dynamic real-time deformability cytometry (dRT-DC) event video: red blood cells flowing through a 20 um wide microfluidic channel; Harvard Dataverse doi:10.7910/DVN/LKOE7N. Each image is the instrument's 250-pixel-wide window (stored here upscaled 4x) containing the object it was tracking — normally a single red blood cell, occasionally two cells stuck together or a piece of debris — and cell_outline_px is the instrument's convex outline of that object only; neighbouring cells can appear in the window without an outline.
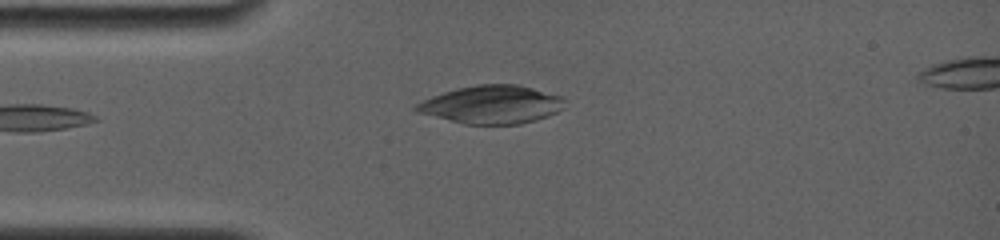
{"species": "common noctule bat (a hibernating species)", "species_latin": "Nyctalus noctula", "temperature_condition": "room temperature", "stored_images_in_passage": 2, "camera_frame_rate_fps": 4000, "um_per_image_px": 0.085, "animal": {"sex": "female", "body_mass_g": 19.0, "forearm_length_mm": 56.7}, "frame": {"image": 1, "passage_image": 1, "time_ms": 0.0, "image_size_px": [1000, 240], "cell_outline_px": [[564, 108], [548, 116], [536, 120], [520, 124], [464, 124], [416, 112], [412, 108], [416, 104], [432, 96], [456, 88], [476, 84], [516, 84], [532, 88], [560, 96], [564, 100]], "centroid_in_image_um": [41.77, 8.89], "position_along_channel_um": 43.2, "area_um2": 32.89}}